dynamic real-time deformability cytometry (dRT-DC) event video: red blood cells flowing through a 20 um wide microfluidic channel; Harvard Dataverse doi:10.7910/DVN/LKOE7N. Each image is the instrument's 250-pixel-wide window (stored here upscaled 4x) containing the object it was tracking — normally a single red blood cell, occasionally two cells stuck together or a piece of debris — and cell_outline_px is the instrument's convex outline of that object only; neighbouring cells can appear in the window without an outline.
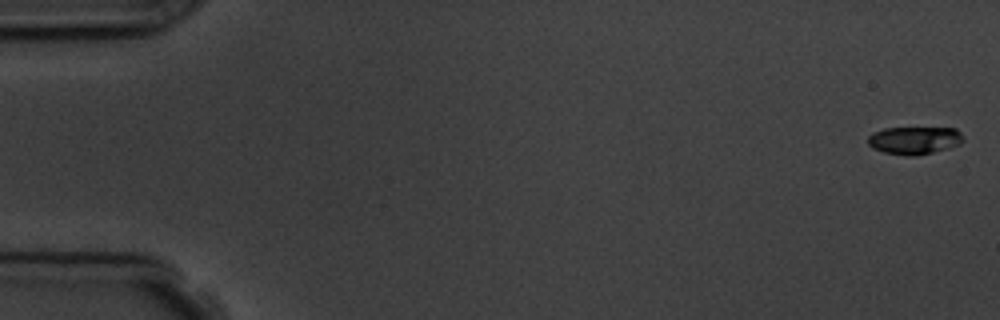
{"species": "common noctule bat (a hibernating species)", "species_latin": "Nyctalus noctula", "temperature_condition": "room temperature", "stored_images_in_passage": 5, "camera_frame_rate_fps": 3000, "um_per_image_px": 0.085, "animal": {"sex": "male", "body_mass_g": 19.5, "forearm_length_mm": 54.6}, "frame": {"image": 1, "passage_image": 1, "time_ms": 0.0, "image_size_px": [1000, 320], "cell_outline_px": [[964, 140], [960, 144], [948, 148], [916, 156], [908, 156], [884, 152], [872, 148], [868, 144], [868, 136], [872, 132], [884, 128], [956, 128], [964, 136]], "centroid_in_image_um": [77.72, 11.92], "position_along_channel_um": 7.3, "area_um2": 15.49}}